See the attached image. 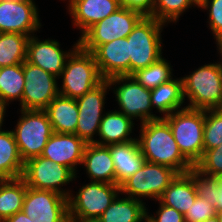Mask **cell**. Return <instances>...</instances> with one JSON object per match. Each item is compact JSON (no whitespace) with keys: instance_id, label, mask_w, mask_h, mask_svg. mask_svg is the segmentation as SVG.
Returning a JSON list of instances; mask_svg holds the SVG:
<instances>
[{"instance_id":"1","label":"cell","mask_w":222,"mask_h":222,"mask_svg":"<svg viewBox=\"0 0 222 222\" xmlns=\"http://www.w3.org/2000/svg\"><path fill=\"white\" fill-rule=\"evenodd\" d=\"M137 141L145 160L171 167L179 174L188 173L194 166L179 151L169 124L163 119L140 124Z\"/></svg>"},{"instance_id":"2","label":"cell","mask_w":222,"mask_h":222,"mask_svg":"<svg viewBox=\"0 0 222 222\" xmlns=\"http://www.w3.org/2000/svg\"><path fill=\"white\" fill-rule=\"evenodd\" d=\"M183 80L186 107L193 109H222V61L204 64ZM187 98V99H186Z\"/></svg>"},{"instance_id":"3","label":"cell","mask_w":222,"mask_h":222,"mask_svg":"<svg viewBox=\"0 0 222 222\" xmlns=\"http://www.w3.org/2000/svg\"><path fill=\"white\" fill-rule=\"evenodd\" d=\"M163 119L169 124L179 151L194 166L204 153L205 110L185 107Z\"/></svg>"},{"instance_id":"4","label":"cell","mask_w":222,"mask_h":222,"mask_svg":"<svg viewBox=\"0 0 222 222\" xmlns=\"http://www.w3.org/2000/svg\"><path fill=\"white\" fill-rule=\"evenodd\" d=\"M76 193L68 197L69 222H95L121 194L119 185L97 181L84 184Z\"/></svg>"},{"instance_id":"5","label":"cell","mask_w":222,"mask_h":222,"mask_svg":"<svg viewBox=\"0 0 222 222\" xmlns=\"http://www.w3.org/2000/svg\"><path fill=\"white\" fill-rule=\"evenodd\" d=\"M62 79L59 94L77 99L89 92L104 79L101 77L92 52L78 46L68 57L58 79Z\"/></svg>"},{"instance_id":"6","label":"cell","mask_w":222,"mask_h":222,"mask_svg":"<svg viewBox=\"0 0 222 222\" xmlns=\"http://www.w3.org/2000/svg\"><path fill=\"white\" fill-rule=\"evenodd\" d=\"M166 24L144 16L126 37L129 43L130 76L159 60L162 55V31Z\"/></svg>"},{"instance_id":"7","label":"cell","mask_w":222,"mask_h":222,"mask_svg":"<svg viewBox=\"0 0 222 222\" xmlns=\"http://www.w3.org/2000/svg\"><path fill=\"white\" fill-rule=\"evenodd\" d=\"M18 110L21 116L12 131L20 156L25 163L31 158L41 156L54 131L45 110Z\"/></svg>"},{"instance_id":"8","label":"cell","mask_w":222,"mask_h":222,"mask_svg":"<svg viewBox=\"0 0 222 222\" xmlns=\"http://www.w3.org/2000/svg\"><path fill=\"white\" fill-rule=\"evenodd\" d=\"M108 80L119 108L118 111L131 119L140 120V124L160 119L154 114L151 104V90L139 84L132 76H114Z\"/></svg>"},{"instance_id":"9","label":"cell","mask_w":222,"mask_h":222,"mask_svg":"<svg viewBox=\"0 0 222 222\" xmlns=\"http://www.w3.org/2000/svg\"><path fill=\"white\" fill-rule=\"evenodd\" d=\"M143 17L140 12L122 6L79 37V46L93 53L100 45L126 38Z\"/></svg>"},{"instance_id":"10","label":"cell","mask_w":222,"mask_h":222,"mask_svg":"<svg viewBox=\"0 0 222 222\" xmlns=\"http://www.w3.org/2000/svg\"><path fill=\"white\" fill-rule=\"evenodd\" d=\"M178 174L171 167L145 161L136 173L120 185V192L141 202L143 198L158 201Z\"/></svg>"},{"instance_id":"11","label":"cell","mask_w":222,"mask_h":222,"mask_svg":"<svg viewBox=\"0 0 222 222\" xmlns=\"http://www.w3.org/2000/svg\"><path fill=\"white\" fill-rule=\"evenodd\" d=\"M21 178L30 188L54 191L68 198L73 191L61 187L70 184V182L73 183L77 175L66 166L38 156L24 163Z\"/></svg>"},{"instance_id":"12","label":"cell","mask_w":222,"mask_h":222,"mask_svg":"<svg viewBox=\"0 0 222 222\" xmlns=\"http://www.w3.org/2000/svg\"><path fill=\"white\" fill-rule=\"evenodd\" d=\"M110 89L108 80H103L95 88L75 99L79 111L76 135L86 144L95 143L97 140L100 122L105 114L106 94Z\"/></svg>"},{"instance_id":"13","label":"cell","mask_w":222,"mask_h":222,"mask_svg":"<svg viewBox=\"0 0 222 222\" xmlns=\"http://www.w3.org/2000/svg\"><path fill=\"white\" fill-rule=\"evenodd\" d=\"M23 73L25 84L20 109L44 110L59 94L58 78L26 60Z\"/></svg>"},{"instance_id":"14","label":"cell","mask_w":222,"mask_h":222,"mask_svg":"<svg viewBox=\"0 0 222 222\" xmlns=\"http://www.w3.org/2000/svg\"><path fill=\"white\" fill-rule=\"evenodd\" d=\"M22 211L39 222H69L68 198L50 190L27 186Z\"/></svg>"},{"instance_id":"15","label":"cell","mask_w":222,"mask_h":222,"mask_svg":"<svg viewBox=\"0 0 222 222\" xmlns=\"http://www.w3.org/2000/svg\"><path fill=\"white\" fill-rule=\"evenodd\" d=\"M38 10L34 0L0 2V33H20L29 37L34 35L42 26Z\"/></svg>"},{"instance_id":"16","label":"cell","mask_w":222,"mask_h":222,"mask_svg":"<svg viewBox=\"0 0 222 222\" xmlns=\"http://www.w3.org/2000/svg\"><path fill=\"white\" fill-rule=\"evenodd\" d=\"M40 40L35 35L29 37L26 61L58 78L65 67L68 57L79 46V40L68 51H63L60 48V42L55 39Z\"/></svg>"},{"instance_id":"17","label":"cell","mask_w":222,"mask_h":222,"mask_svg":"<svg viewBox=\"0 0 222 222\" xmlns=\"http://www.w3.org/2000/svg\"><path fill=\"white\" fill-rule=\"evenodd\" d=\"M93 54L99 73L104 80L114 76H130V55L127 38L115 39L100 45Z\"/></svg>"},{"instance_id":"18","label":"cell","mask_w":222,"mask_h":222,"mask_svg":"<svg viewBox=\"0 0 222 222\" xmlns=\"http://www.w3.org/2000/svg\"><path fill=\"white\" fill-rule=\"evenodd\" d=\"M86 143L76 134L53 133L47 141L42 157L70 168L76 175L81 165Z\"/></svg>"},{"instance_id":"19","label":"cell","mask_w":222,"mask_h":222,"mask_svg":"<svg viewBox=\"0 0 222 222\" xmlns=\"http://www.w3.org/2000/svg\"><path fill=\"white\" fill-rule=\"evenodd\" d=\"M68 2L66 5L68 13L72 17L73 26L80 30V37L90 27L122 7L119 0H68Z\"/></svg>"},{"instance_id":"20","label":"cell","mask_w":222,"mask_h":222,"mask_svg":"<svg viewBox=\"0 0 222 222\" xmlns=\"http://www.w3.org/2000/svg\"><path fill=\"white\" fill-rule=\"evenodd\" d=\"M81 165L90 181L115 184V168L108 146L86 144Z\"/></svg>"},{"instance_id":"21","label":"cell","mask_w":222,"mask_h":222,"mask_svg":"<svg viewBox=\"0 0 222 222\" xmlns=\"http://www.w3.org/2000/svg\"><path fill=\"white\" fill-rule=\"evenodd\" d=\"M115 168V184L121 185L145 163L137 139L108 146Z\"/></svg>"},{"instance_id":"22","label":"cell","mask_w":222,"mask_h":222,"mask_svg":"<svg viewBox=\"0 0 222 222\" xmlns=\"http://www.w3.org/2000/svg\"><path fill=\"white\" fill-rule=\"evenodd\" d=\"M135 122L130 117L125 116L118 110L105 112L99 128V139L96 144L109 146L121 144L136 140L137 137H131L134 131Z\"/></svg>"},{"instance_id":"23","label":"cell","mask_w":222,"mask_h":222,"mask_svg":"<svg viewBox=\"0 0 222 222\" xmlns=\"http://www.w3.org/2000/svg\"><path fill=\"white\" fill-rule=\"evenodd\" d=\"M44 110L55 133L76 134L79 111L75 99L58 94Z\"/></svg>"},{"instance_id":"24","label":"cell","mask_w":222,"mask_h":222,"mask_svg":"<svg viewBox=\"0 0 222 222\" xmlns=\"http://www.w3.org/2000/svg\"><path fill=\"white\" fill-rule=\"evenodd\" d=\"M197 196L193 177L184 173L175 177L158 200L185 215Z\"/></svg>"},{"instance_id":"25","label":"cell","mask_w":222,"mask_h":222,"mask_svg":"<svg viewBox=\"0 0 222 222\" xmlns=\"http://www.w3.org/2000/svg\"><path fill=\"white\" fill-rule=\"evenodd\" d=\"M146 206L145 202L119 194L95 222H146Z\"/></svg>"},{"instance_id":"26","label":"cell","mask_w":222,"mask_h":222,"mask_svg":"<svg viewBox=\"0 0 222 222\" xmlns=\"http://www.w3.org/2000/svg\"><path fill=\"white\" fill-rule=\"evenodd\" d=\"M182 78H173L151 90V104L161 113V118L185 108Z\"/></svg>"},{"instance_id":"27","label":"cell","mask_w":222,"mask_h":222,"mask_svg":"<svg viewBox=\"0 0 222 222\" xmlns=\"http://www.w3.org/2000/svg\"><path fill=\"white\" fill-rule=\"evenodd\" d=\"M24 162L12 130H0V180L21 178Z\"/></svg>"},{"instance_id":"28","label":"cell","mask_w":222,"mask_h":222,"mask_svg":"<svg viewBox=\"0 0 222 222\" xmlns=\"http://www.w3.org/2000/svg\"><path fill=\"white\" fill-rule=\"evenodd\" d=\"M26 189L22 178L0 180V222L22 211Z\"/></svg>"},{"instance_id":"29","label":"cell","mask_w":222,"mask_h":222,"mask_svg":"<svg viewBox=\"0 0 222 222\" xmlns=\"http://www.w3.org/2000/svg\"><path fill=\"white\" fill-rule=\"evenodd\" d=\"M29 36L0 33V67L22 64L26 60Z\"/></svg>"},{"instance_id":"30","label":"cell","mask_w":222,"mask_h":222,"mask_svg":"<svg viewBox=\"0 0 222 222\" xmlns=\"http://www.w3.org/2000/svg\"><path fill=\"white\" fill-rule=\"evenodd\" d=\"M24 84L23 63L0 67V98L8 105L17 100L21 103Z\"/></svg>"},{"instance_id":"31","label":"cell","mask_w":222,"mask_h":222,"mask_svg":"<svg viewBox=\"0 0 222 222\" xmlns=\"http://www.w3.org/2000/svg\"><path fill=\"white\" fill-rule=\"evenodd\" d=\"M173 66L163 56L146 68L137 70L131 76L145 88L152 90L173 79Z\"/></svg>"},{"instance_id":"32","label":"cell","mask_w":222,"mask_h":222,"mask_svg":"<svg viewBox=\"0 0 222 222\" xmlns=\"http://www.w3.org/2000/svg\"><path fill=\"white\" fill-rule=\"evenodd\" d=\"M198 7L193 0H154L153 11L150 17L168 25L177 23L180 16L191 7Z\"/></svg>"},{"instance_id":"33","label":"cell","mask_w":222,"mask_h":222,"mask_svg":"<svg viewBox=\"0 0 222 222\" xmlns=\"http://www.w3.org/2000/svg\"><path fill=\"white\" fill-rule=\"evenodd\" d=\"M222 143V109L205 110L203 144L204 152Z\"/></svg>"},{"instance_id":"34","label":"cell","mask_w":222,"mask_h":222,"mask_svg":"<svg viewBox=\"0 0 222 222\" xmlns=\"http://www.w3.org/2000/svg\"><path fill=\"white\" fill-rule=\"evenodd\" d=\"M188 173L194 179L197 195L216 206V200L219 197V185L217 178L205 176L194 167L190 169Z\"/></svg>"},{"instance_id":"35","label":"cell","mask_w":222,"mask_h":222,"mask_svg":"<svg viewBox=\"0 0 222 222\" xmlns=\"http://www.w3.org/2000/svg\"><path fill=\"white\" fill-rule=\"evenodd\" d=\"M201 174L209 177L222 175V143L214 149L206 150L202 158L194 165Z\"/></svg>"},{"instance_id":"36","label":"cell","mask_w":222,"mask_h":222,"mask_svg":"<svg viewBox=\"0 0 222 222\" xmlns=\"http://www.w3.org/2000/svg\"><path fill=\"white\" fill-rule=\"evenodd\" d=\"M198 8L208 10V27L214 40L218 42L222 38V0H204Z\"/></svg>"},{"instance_id":"37","label":"cell","mask_w":222,"mask_h":222,"mask_svg":"<svg viewBox=\"0 0 222 222\" xmlns=\"http://www.w3.org/2000/svg\"><path fill=\"white\" fill-rule=\"evenodd\" d=\"M217 208L200 196L196 197L195 202L184 215L185 222H204L216 216Z\"/></svg>"},{"instance_id":"38","label":"cell","mask_w":222,"mask_h":222,"mask_svg":"<svg viewBox=\"0 0 222 222\" xmlns=\"http://www.w3.org/2000/svg\"><path fill=\"white\" fill-rule=\"evenodd\" d=\"M158 203L159 207L153 215L146 208V222H185L184 215L181 212L162 204L159 200Z\"/></svg>"},{"instance_id":"39","label":"cell","mask_w":222,"mask_h":222,"mask_svg":"<svg viewBox=\"0 0 222 222\" xmlns=\"http://www.w3.org/2000/svg\"><path fill=\"white\" fill-rule=\"evenodd\" d=\"M123 7L140 12L143 16H151L154 0H119Z\"/></svg>"},{"instance_id":"40","label":"cell","mask_w":222,"mask_h":222,"mask_svg":"<svg viewBox=\"0 0 222 222\" xmlns=\"http://www.w3.org/2000/svg\"><path fill=\"white\" fill-rule=\"evenodd\" d=\"M4 222H39L38 219L31 220L23 211L17 212L7 218Z\"/></svg>"},{"instance_id":"41","label":"cell","mask_w":222,"mask_h":222,"mask_svg":"<svg viewBox=\"0 0 222 222\" xmlns=\"http://www.w3.org/2000/svg\"><path fill=\"white\" fill-rule=\"evenodd\" d=\"M9 106L4 100L0 98V130H2L3 122L6 116V108Z\"/></svg>"},{"instance_id":"42","label":"cell","mask_w":222,"mask_h":222,"mask_svg":"<svg viewBox=\"0 0 222 222\" xmlns=\"http://www.w3.org/2000/svg\"><path fill=\"white\" fill-rule=\"evenodd\" d=\"M216 46H217V52L218 54L221 56V61H222V38L218 41L215 42Z\"/></svg>"},{"instance_id":"43","label":"cell","mask_w":222,"mask_h":222,"mask_svg":"<svg viewBox=\"0 0 222 222\" xmlns=\"http://www.w3.org/2000/svg\"><path fill=\"white\" fill-rule=\"evenodd\" d=\"M216 208L222 209V192H219V197L216 200Z\"/></svg>"},{"instance_id":"44","label":"cell","mask_w":222,"mask_h":222,"mask_svg":"<svg viewBox=\"0 0 222 222\" xmlns=\"http://www.w3.org/2000/svg\"><path fill=\"white\" fill-rule=\"evenodd\" d=\"M216 217L218 218L219 222H222V209H217Z\"/></svg>"},{"instance_id":"45","label":"cell","mask_w":222,"mask_h":222,"mask_svg":"<svg viewBox=\"0 0 222 222\" xmlns=\"http://www.w3.org/2000/svg\"><path fill=\"white\" fill-rule=\"evenodd\" d=\"M219 185V192H222V175L217 178Z\"/></svg>"},{"instance_id":"46","label":"cell","mask_w":222,"mask_h":222,"mask_svg":"<svg viewBox=\"0 0 222 222\" xmlns=\"http://www.w3.org/2000/svg\"><path fill=\"white\" fill-rule=\"evenodd\" d=\"M204 222H219L218 218L215 216L213 218L210 219H206Z\"/></svg>"},{"instance_id":"47","label":"cell","mask_w":222,"mask_h":222,"mask_svg":"<svg viewBox=\"0 0 222 222\" xmlns=\"http://www.w3.org/2000/svg\"><path fill=\"white\" fill-rule=\"evenodd\" d=\"M198 6L204 1V0H193Z\"/></svg>"}]
</instances>
